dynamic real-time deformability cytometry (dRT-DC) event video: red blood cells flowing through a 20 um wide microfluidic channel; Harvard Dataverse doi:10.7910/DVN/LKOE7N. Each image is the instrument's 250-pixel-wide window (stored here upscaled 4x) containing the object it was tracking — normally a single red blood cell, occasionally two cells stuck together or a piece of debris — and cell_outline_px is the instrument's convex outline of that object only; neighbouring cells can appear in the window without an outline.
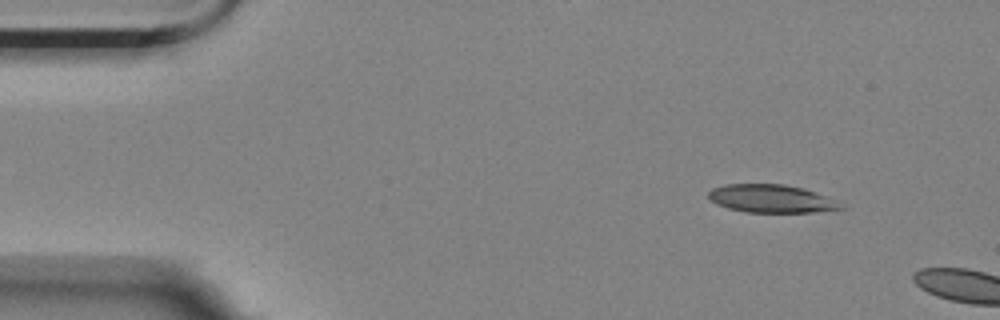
{"species": "Egyptian fruit bat (a non-hibernating species)", "species_latin": "Rousettus aegyptiacus", "temperature_condition": "room temperature", "stored_images_in_passage": 2, "camera_frame_rate_fps": 3000, "um_per_image_px": 0.085, "animal": {"sex": "female"}, "frame": {"image": 1, "passage_image": 1, "time_ms": 0.0, "image_size_px": [1000, 320], "cell_outline_px": [[848, 208], [816, 212], [744, 212], [728, 208], [716, 204], [708, 196], [708, 192], [712, 188], [724, 184], [784, 184], [804, 188], [816, 192], [836, 200]], "centroid_in_image_um": [65.59, 16.88], "position_along_channel_um": 19.4, "area_um2": 21.79}}